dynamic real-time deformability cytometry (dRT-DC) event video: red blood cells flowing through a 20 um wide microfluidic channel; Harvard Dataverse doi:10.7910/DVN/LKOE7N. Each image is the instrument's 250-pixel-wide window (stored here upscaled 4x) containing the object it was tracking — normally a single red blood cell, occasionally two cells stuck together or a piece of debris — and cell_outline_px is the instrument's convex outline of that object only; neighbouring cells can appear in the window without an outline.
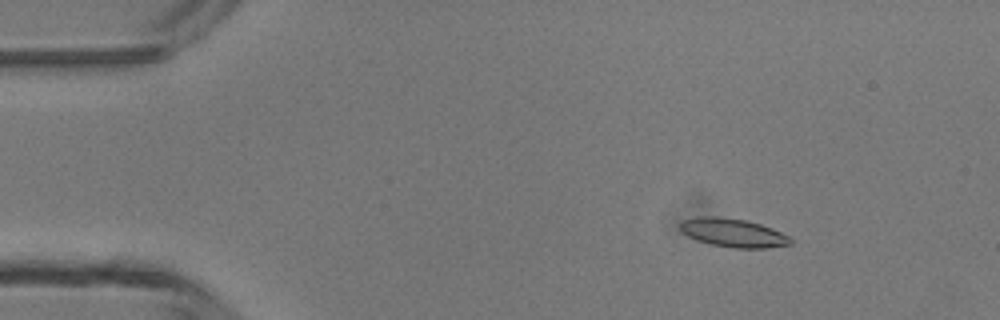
{"species": "common noctule bat (a hibernating species)", "species_latin": "Nyctalus noctula", "temperature_condition": "room temperature", "stored_images_in_passage": 4, "camera_frame_rate_fps": 3000, "um_per_image_px": 0.085, "animal": {"sex": "male", "body_mass_g": 13.3}, "frame": {"image": 1, "passage_image": 2, "time_ms": 1.0, "image_size_px": [1000, 320], "cell_outline_px": [[792, 244], [768, 248], [732, 248], [712, 244], [696, 240], [688, 236], [680, 228], [680, 224], [684, 220], [696, 216], [716, 216], [744, 220], [760, 224], [772, 228], [788, 236], [792, 240]], "centroid_in_image_um": [62.32, 19.79], "position_along_channel_um": 22.7, "area_um2": 18.26}}